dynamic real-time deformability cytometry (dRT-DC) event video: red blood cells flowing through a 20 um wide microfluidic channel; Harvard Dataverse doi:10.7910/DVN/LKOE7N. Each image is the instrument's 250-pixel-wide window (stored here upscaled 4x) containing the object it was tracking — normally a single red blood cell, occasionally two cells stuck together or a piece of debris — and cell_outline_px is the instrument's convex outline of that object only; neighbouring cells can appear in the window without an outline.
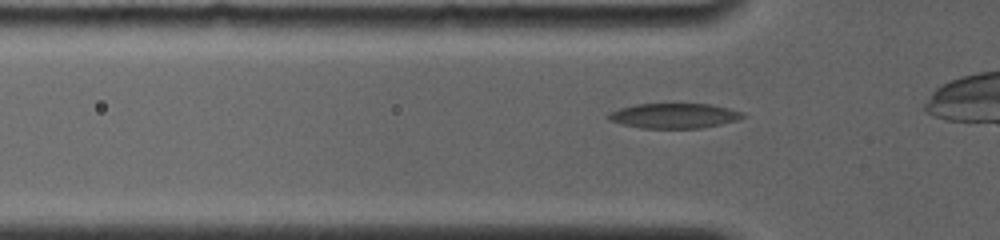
{"species": "common noctule bat (a hibernating species)", "species_latin": "Nyctalus noctula", "temperature_condition": "room temperature", "stored_images_in_passage": 15, "camera_frame_rate_fps": 4000, "um_per_image_px": 0.085, "animal": {"sex": "female", "body_mass_g": 19.0, "forearm_length_mm": 56.7}, "frame": {"image": 1, "passage_image": 4, "time_ms": 1.0, "image_size_px": [1000, 240], "cell_outline_px": [[748, 116], [736, 120], [720, 124], [700, 128], [640, 128], [608, 120], [604, 116], [608, 112], [620, 108], [636, 104], [708, 104], [728, 108], [744, 112]], "centroid_in_image_um": [57.27, 9.84], "position_along_channel_um": 68.5, "area_um2": 19.59}}
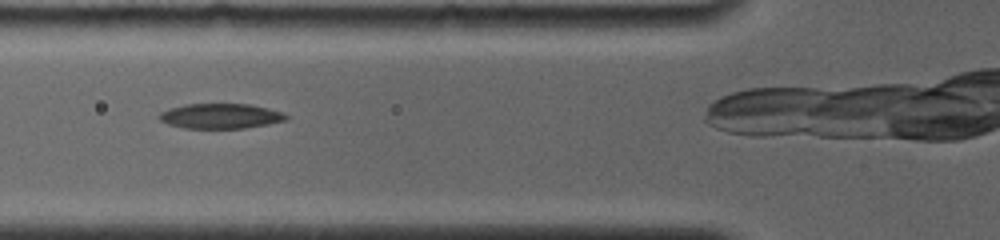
{"frame": {"image": 2, "passage_image": 8, "time_ms": 2.0, "image_size_px": [1000, 240], "cell_outline_px": [[288, 120], [268, 124], [244, 128], [184, 128], [168, 124], [160, 120], [156, 116], [160, 112], [168, 108], [184, 104], [252, 104], [284, 112], [288, 116]], "centroid_in_image_um": [18.74, 9.86], "position_along_channel_um": 107.1, "area_um2": 18.73}}
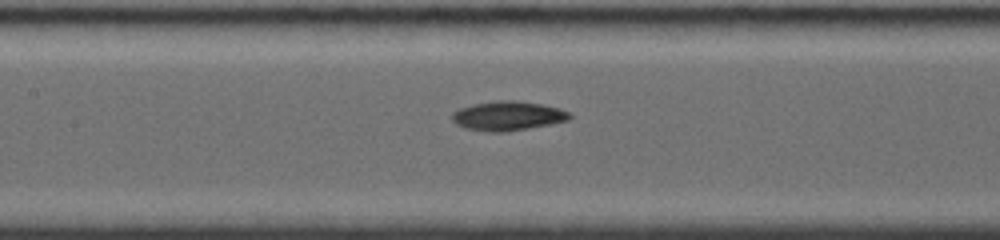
{"frame": {"image": 3, "passage_image": 14, "time_ms": 3.5, "image_size_px": [1000, 240], "cell_outline_px": [[572, 116], [568, 120], [528, 128], [504, 132], [488, 132], [464, 128], [456, 124], [452, 120], [452, 112], [460, 108], [472, 104], [496, 100], [516, 100], [544, 104], [560, 108], [568, 112]], "centroid_in_image_um": [43.13, 9.84], "position_along_channel_um": 164.3, "area_um2": 20.17}}